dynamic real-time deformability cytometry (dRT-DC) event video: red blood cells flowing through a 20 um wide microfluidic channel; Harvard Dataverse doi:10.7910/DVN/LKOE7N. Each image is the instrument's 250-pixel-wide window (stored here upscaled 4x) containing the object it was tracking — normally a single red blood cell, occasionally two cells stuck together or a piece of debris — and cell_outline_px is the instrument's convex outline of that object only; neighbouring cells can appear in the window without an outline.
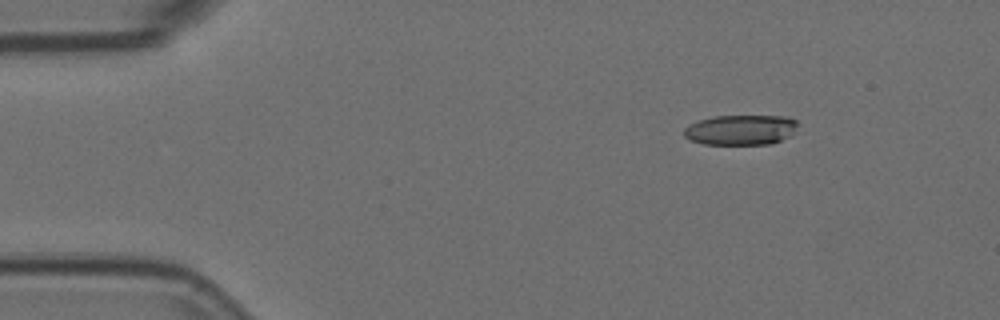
{"species": "Egyptian fruit bat (a non-hibernating species)", "species_latin": "Rousettus aegyptiacus", "temperature_condition": "room temperature", "stored_images_in_passage": 5, "camera_frame_rate_fps": 3000, "um_per_image_px": 0.085, "animal": {"sex": "female"}, "frame": {"image": 1, "passage_image": 5, "time_ms": 1.333, "image_size_px": [1000, 320], "cell_outline_px": [[796, 124], [792, 132], [788, 136], [772, 144], [704, 144], [688, 140], [684, 136], [684, 128], [688, 124], [712, 116], [788, 116], [796, 120]], "centroid_in_image_um": [62.9, 11.04], "position_along_channel_um": 22.1, "area_um2": 19.94}}